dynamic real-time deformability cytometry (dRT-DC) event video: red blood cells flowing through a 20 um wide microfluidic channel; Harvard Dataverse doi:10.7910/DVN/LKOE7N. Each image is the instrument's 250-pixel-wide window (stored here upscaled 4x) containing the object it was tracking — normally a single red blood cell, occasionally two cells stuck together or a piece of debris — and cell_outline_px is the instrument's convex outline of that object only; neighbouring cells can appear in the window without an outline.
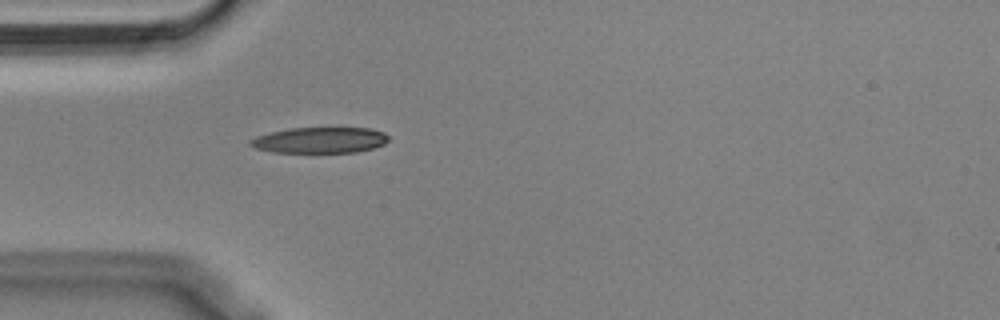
{"species": "Egyptian fruit bat (a non-hibernating species)", "species_latin": "Rousettus aegyptiacus", "temperature_condition": "cold", "stored_images_in_passage": 40, "camera_frame_rate_fps": 3000, "um_per_image_px": 0.085, "animal": {"sex": "male"}, "frame": {"image": 1, "passage_image": 1, "time_ms": 0.0, "image_size_px": [1000, 320], "cell_outline_px": [[388, 140], [384, 144], [372, 148], [356, 152], [272, 152], [256, 148], [248, 144], [248, 140], [256, 136], [288, 128], [368, 128], [384, 132], [388, 136]], "centroid_in_image_um": [27.17, 11.91], "position_along_channel_um": 57.8, "area_um2": 20.75}}
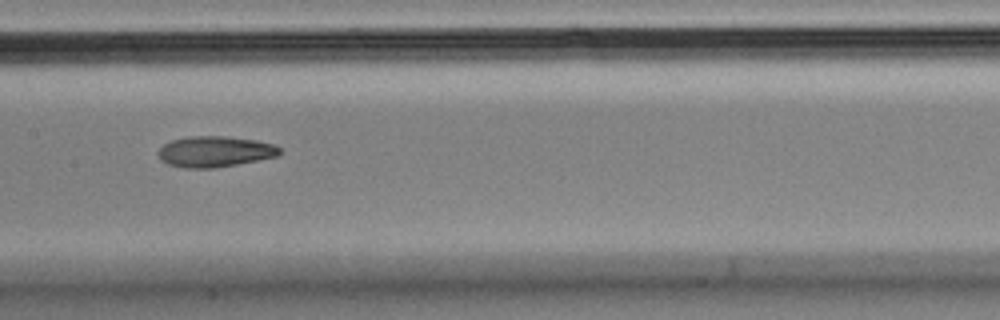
{"frame": {"image": 2, "passage_image": 12, "time_ms": 3.667, "image_size_px": [1000, 320], "cell_outline_px": [[280, 152], [276, 156], [236, 164], [212, 168], [184, 168], [168, 164], [160, 160], [156, 152], [164, 144], [172, 140], [192, 136], [224, 136], [256, 140], [272, 144], [280, 148]], "centroid_in_image_um": [18.2, 12.88], "position_along_channel_um": 189.2, "area_um2": 21.62}}
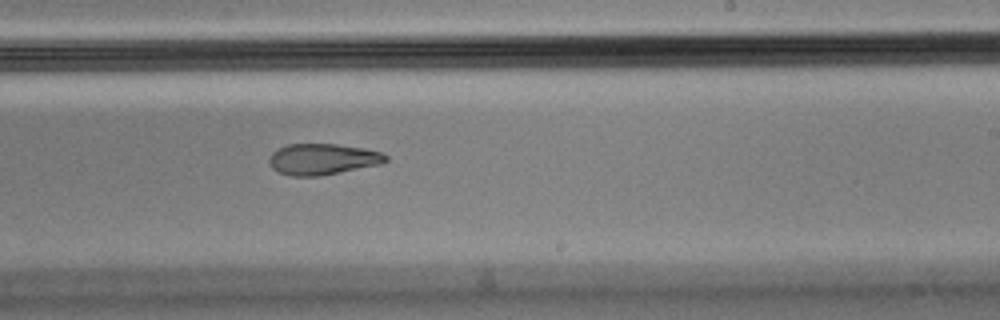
{"frame": {"image": 3, "passage_image": 18, "time_ms": 5.667, "image_size_px": [1000, 320], "cell_outline_px": [[388, 160], [384, 164], [320, 176], [292, 176], [280, 172], [272, 168], [268, 160], [272, 152], [288, 144], [336, 144], [364, 148], [380, 152], [388, 156]], "centroid_in_image_um": [27.46, 13.53], "position_along_channel_um": 261.5, "area_um2": 21.21}, "authors_computed_cell_mechanics": {"area_um2": 22.0218, "velocity_mm_per_s": 3.6449, "shape_relaxation_time_tau1_ms": null, "shape_relaxation_time_tau2_ms": 8.995, "deformation_change_tau1": null, "deformation_change_tau2": 0.1971}}